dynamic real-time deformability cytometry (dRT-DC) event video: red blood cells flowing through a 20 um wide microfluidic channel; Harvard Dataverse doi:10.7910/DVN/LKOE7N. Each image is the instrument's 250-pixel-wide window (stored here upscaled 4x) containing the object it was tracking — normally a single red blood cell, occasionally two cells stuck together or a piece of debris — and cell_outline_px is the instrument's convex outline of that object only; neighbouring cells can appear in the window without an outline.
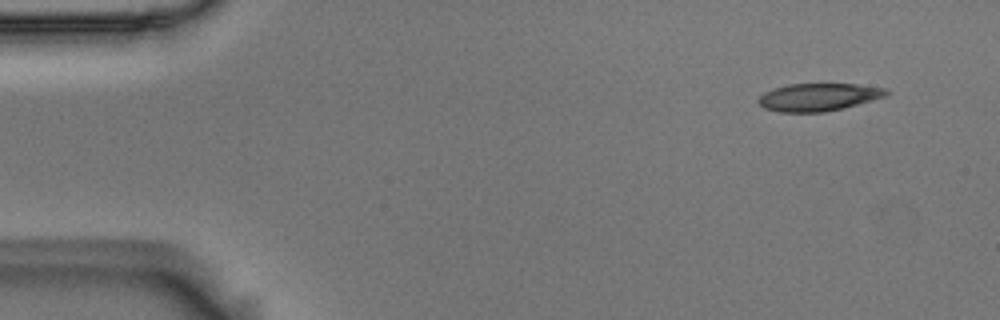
{"species": "Egyptian fruit bat (a non-hibernating species)", "species_latin": "Rousettus aegyptiacus", "temperature_condition": "room temperature", "stored_images_in_passage": 4, "camera_frame_rate_fps": 3000, "um_per_image_px": 0.085, "animal": {"sex": "male"}, "frame": {"image": 1, "passage_image": 1, "time_ms": 0.0, "image_size_px": [1000, 320], "cell_outline_px": [[892, 92], [888, 96], [844, 108], [824, 112], [780, 112], [764, 108], [756, 100], [764, 92], [788, 84], [856, 84], [888, 88]], "centroid_in_image_um": [69.64, 8.25], "position_along_channel_um": 15.4, "area_um2": 20.81}}
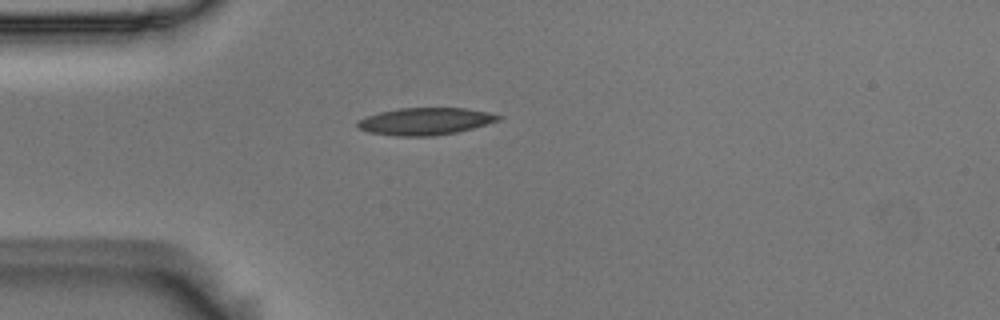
{"frame": {"image": 2, "passage_image": 4, "time_ms": 1.0, "image_size_px": [1000, 320], "cell_outline_px": [[504, 116], [500, 120], [472, 128], [456, 132], [432, 136], [396, 136], [368, 132], [360, 128], [356, 124], [356, 120], [380, 112], [400, 108], [464, 108], [488, 112]], "centroid_in_image_um": [36.15, 10.31], "position_along_channel_um": 48.9, "area_um2": 22.2}}